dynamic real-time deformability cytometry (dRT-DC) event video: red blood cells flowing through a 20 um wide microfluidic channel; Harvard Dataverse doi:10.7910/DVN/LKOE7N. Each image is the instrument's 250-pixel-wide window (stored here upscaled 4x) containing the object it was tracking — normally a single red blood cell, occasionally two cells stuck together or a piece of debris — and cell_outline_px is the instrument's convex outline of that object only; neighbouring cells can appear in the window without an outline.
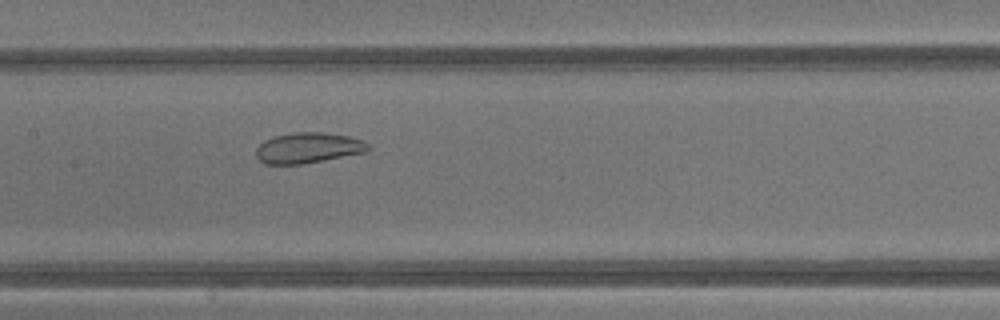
{"species": "common noctule bat (a hibernating species)", "species_latin": "Nyctalus noctula", "temperature_condition": "warm", "stored_images_in_passage": 43, "camera_frame_rate_fps": 3000, "um_per_image_px": 0.085, "animal": {"sex": "male", "body_mass_g": 13.3}, "frame": {"image": 1, "passage_image": 22, "time_ms": 7.0, "image_size_px": [1000, 320], "cell_outline_px": [[372, 148], [368, 152], [300, 164], [264, 164], [256, 156], [256, 148], [264, 140], [276, 136], [296, 132], [324, 132], [348, 136], [364, 140]], "centroid_in_image_um": [26.23, 12.56], "position_along_channel_um": 181.2, "area_um2": 20.0}}
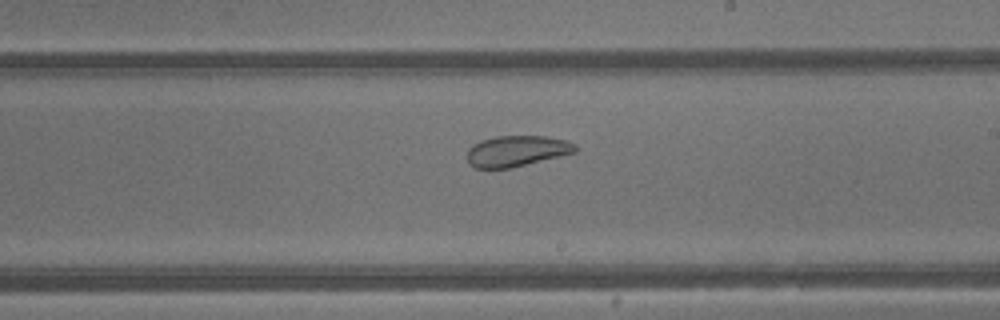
{"frame": {"image": 2, "passage_image": 26, "time_ms": 8.333, "image_size_px": [1000, 320], "cell_outline_px": [[576, 152], [508, 168], [476, 168], [468, 164], [468, 148], [472, 144], [480, 140], [496, 136], [548, 136], [568, 140], [576, 144]], "centroid_in_image_um": [43.9, 12.82], "position_along_channel_um": 245.1, "area_um2": 19.42}}
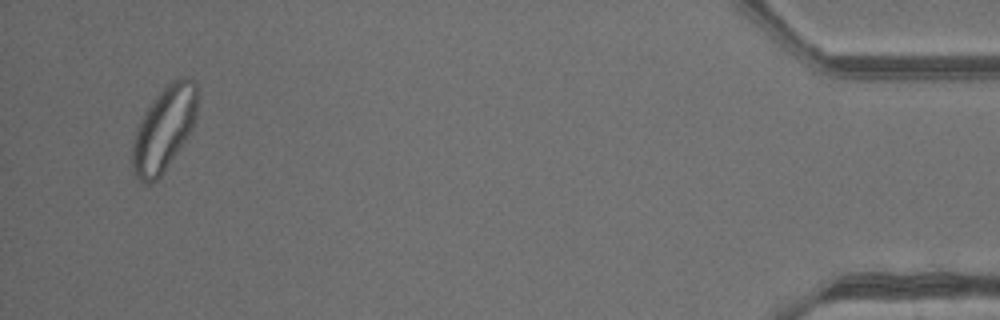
{"frame": {"image": 3, "passage_image": 42, "time_ms": 13.667, "image_size_px": [1000, 320], "cell_outline_px": [[196, 116], [192, 128], [164, 172], [152, 184], [144, 184], [136, 176], [132, 168], [132, 144], [136, 128], [144, 112], [152, 100], [172, 80], [192, 80], [196, 84]], "centroid_in_image_um": [13.89, 11.02], "position_along_channel_um": 421.3, "area_um2": 31.39}, "authors_computed_cell_mechanics": {"area_um2": 28.9578, "velocity_mm_per_s": 4.8194, "shape_relaxation_time_tau1_ms": null, "shape_relaxation_time_tau2_ms": 1.2411, "deformation_change_tau1": null, "deformation_change_tau2": 0.0745}}